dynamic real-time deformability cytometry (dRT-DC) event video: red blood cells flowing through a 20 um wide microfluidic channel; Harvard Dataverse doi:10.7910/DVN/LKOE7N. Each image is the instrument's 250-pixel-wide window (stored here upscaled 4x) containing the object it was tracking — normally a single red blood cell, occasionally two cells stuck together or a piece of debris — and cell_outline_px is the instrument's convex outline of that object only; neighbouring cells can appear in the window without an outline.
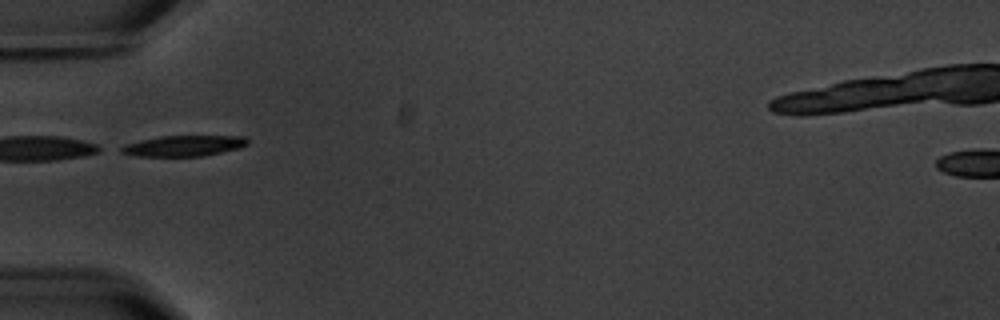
{"species": "common noctule bat (a hibernating species)", "species_latin": "Nyctalus noctula", "temperature_condition": "warm", "stored_images_in_passage": 9, "segment_of_instrument_passage": [2, 2], "camera_frame_rate_fps": 3000, "um_per_image_px": 0.085, "animal": {"sex": "male", "body_mass_g": 20.1, "forearm_length_mm": 53.5}, "frame": {"image": 1, "passage_image": 3, "time_ms": 2.667, "image_size_px": [1000, 320], "cell_outline_px": [[248, 144], [236, 148], [220, 152], [200, 156], [136, 156], [120, 152], [116, 148], [124, 144], [140, 140], [160, 136], [244, 136], [248, 140]], "centroid_in_image_um": [15.52, 12.39], "position_along_channel_um": 69.5, "area_um2": 15.2}}